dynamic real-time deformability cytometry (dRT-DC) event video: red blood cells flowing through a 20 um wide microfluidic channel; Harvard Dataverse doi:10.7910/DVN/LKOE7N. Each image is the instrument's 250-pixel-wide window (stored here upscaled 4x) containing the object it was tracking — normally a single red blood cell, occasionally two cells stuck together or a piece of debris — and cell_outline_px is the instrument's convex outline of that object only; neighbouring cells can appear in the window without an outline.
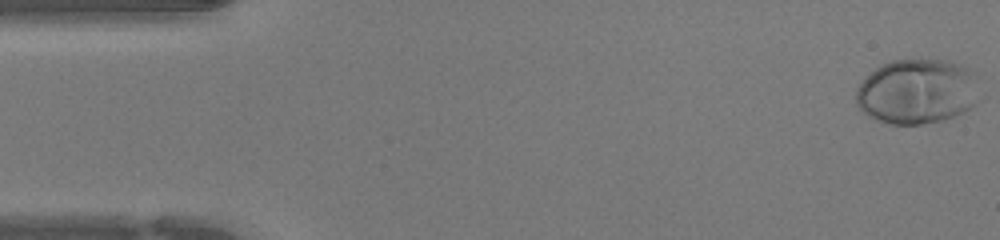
{"species": "human", "species_latin": "Homo sapiens", "temperature_condition": "warm", "stored_images_in_passage": 45, "camera_frame_rate_fps": 3000, "um_per_image_px": 0.085, "donor": {"sex": "female"}, "frame": {"image": 1, "passage_image": 1, "time_ms": 0.0, "image_size_px": [1000, 240], "cell_outline_px": [[980, 100], [976, 104], [944, 120], [920, 124], [888, 124], [876, 120], [868, 116], [856, 104], [856, 88], [876, 68], [892, 60], [940, 60], [956, 64], [968, 68]], "centroid_in_image_um": [77.9, 7.81], "position_along_channel_um": 7.1, "area_um2": 45.95}}
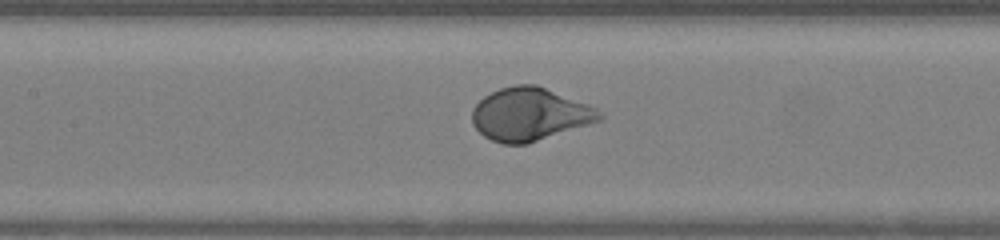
{"frame": {"image": 2, "passage_image": 20, "time_ms": 6.333, "image_size_px": [1000, 240], "cell_outline_px": [[604, 120], [528, 144], [504, 144], [492, 140], [484, 136], [472, 124], [472, 108], [484, 96], [500, 88], [516, 84], [536, 84], [588, 104], [596, 108], [604, 116]], "centroid_in_image_um": [45.05, 9.72], "position_along_channel_um": 162.3, "area_um2": 39.54}}
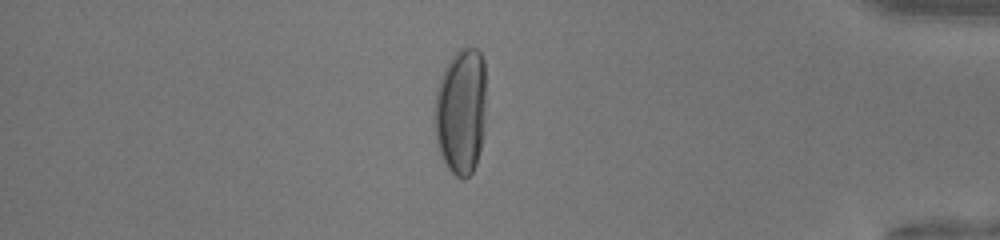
{"frame": {"image": 3, "passage_image": 38, "time_ms": 12.333, "image_size_px": [1000, 240], "cell_outline_px": [[484, 132], [476, 164], [472, 172], [464, 180], [456, 176], [448, 168], [440, 152], [436, 140], [432, 116], [436, 88], [440, 76], [448, 60], [460, 48], [476, 48], [480, 52], [484, 60]], "centroid_in_image_um": [39.14, 9.45], "position_along_channel_um": 396.1, "area_um2": 38.44}}